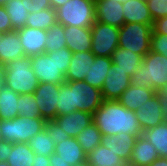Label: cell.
Returning <instances> with one entry per match:
<instances>
[{
	"instance_id": "obj_1",
	"label": "cell",
	"mask_w": 167,
	"mask_h": 166,
	"mask_svg": "<svg viewBox=\"0 0 167 166\" xmlns=\"http://www.w3.org/2000/svg\"><path fill=\"white\" fill-rule=\"evenodd\" d=\"M93 122L103 136L129 133L137 138L142 135V129L133 110L121 105L118 100H104L93 113Z\"/></svg>"
},
{
	"instance_id": "obj_2",
	"label": "cell",
	"mask_w": 167,
	"mask_h": 166,
	"mask_svg": "<svg viewBox=\"0 0 167 166\" xmlns=\"http://www.w3.org/2000/svg\"><path fill=\"white\" fill-rule=\"evenodd\" d=\"M73 52L68 48L45 52L31 57V68L39 83H65Z\"/></svg>"
},
{
	"instance_id": "obj_3",
	"label": "cell",
	"mask_w": 167,
	"mask_h": 166,
	"mask_svg": "<svg viewBox=\"0 0 167 166\" xmlns=\"http://www.w3.org/2000/svg\"><path fill=\"white\" fill-rule=\"evenodd\" d=\"M131 84L160 91L167 84V57L149 51L131 77Z\"/></svg>"
},
{
	"instance_id": "obj_4",
	"label": "cell",
	"mask_w": 167,
	"mask_h": 166,
	"mask_svg": "<svg viewBox=\"0 0 167 166\" xmlns=\"http://www.w3.org/2000/svg\"><path fill=\"white\" fill-rule=\"evenodd\" d=\"M30 64L29 56L6 64L4 85L19 95L33 94L40 83Z\"/></svg>"
},
{
	"instance_id": "obj_5",
	"label": "cell",
	"mask_w": 167,
	"mask_h": 166,
	"mask_svg": "<svg viewBox=\"0 0 167 166\" xmlns=\"http://www.w3.org/2000/svg\"><path fill=\"white\" fill-rule=\"evenodd\" d=\"M46 120L17 116L10 120H0V132L3 141L28 143L29 139L44 130Z\"/></svg>"
},
{
	"instance_id": "obj_6",
	"label": "cell",
	"mask_w": 167,
	"mask_h": 166,
	"mask_svg": "<svg viewBox=\"0 0 167 166\" xmlns=\"http://www.w3.org/2000/svg\"><path fill=\"white\" fill-rule=\"evenodd\" d=\"M56 21L63 26L91 27L95 20V3L68 0L56 10Z\"/></svg>"
},
{
	"instance_id": "obj_7",
	"label": "cell",
	"mask_w": 167,
	"mask_h": 166,
	"mask_svg": "<svg viewBox=\"0 0 167 166\" xmlns=\"http://www.w3.org/2000/svg\"><path fill=\"white\" fill-rule=\"evenodd\" d=\"M153 25L124 23L119 30L118 47L144 57L150 51Z\"/></svg>"
},
{
	"instance_id": "obj_8",
	"label": "cell",
	"mask_w": 167,
	"mask_h": 166,
	"mask_svg": "<svg viewBox=\"0 0 167 166\" xmlns=\"http://www.w3.org/2000/svg\"><path fill=\"white\" fill-rule=\"evenodd\" d=\"M120 28L95 21L91 26V52L95 56L112 57L118 48Z\"/></svg>"
},
{
	"instance_id": "obj_9",
	"label": "cell",
	"mask_w": 167,
	"mask_h": 166,
	"mask_svg": "<svg viewBox=\"0 0 167 166\" xmlns=\"http://www.w3.org/2000/svg\"><path fill=\"white\" fill-rule=\"evenodd\" d=\"M65 83L72 89L75 111L80 110L93 114L104 101L101 90L85 81H65Z\"/></svg>"
},
{
	"instance_id": "obj_10",
	"label": "cell",
	"mask_w": 167,
	"mask_h": 166,
	"mask_svg": "<svg viewBox=\"0 0 167 166\" xmlns=\"http://www.w3.org/2000/svg\"><path fill=\"white\" fill-rule=\"evenodd\" d=\"M60 84L40 83L35 89V96L39 111L45 120H54L57 117L58 89Z\"/></svg>"
},
{
	"instance_id": "obj_11",
	"label": "cell",
	"mask_w": 167,
	"mask_h": 166,
	"mask_svg": "<svg viewBox=\"0 0 167 166\" xmlns=\"http://www.w3.org/2000/svg\"><path fill=\"white\" fill-rule=\"evenodd\" d=\"M135 113L142 131L166 121L165 111L159 100V92L138 107Z\"/></svg>"
},
{
	"instance_id": "obj_12",
	"label": "cell",
	"mask_w": 167,
	"mask_h": 166,
	"mask_svg": "<svg viewBox=\"0 0 167 166\" xmlns=\"http://www.w3.org/2000/svg\"><path fill=\"white\" fill-rule=\"evenodd\" d=\"M101 89L104 100H118L131 85V77L112 63Z\"/></svg>"
},
{
	"instance_id": "obj_13",
	"label": "cell",
	"mask_w": 167,
	"mask_h": 166,
	"mask_svg": "<svg viewBox=\"0 0 167 166\" xmlns=\"http://www.w3.org/2000/svg\"><path fill=\"white\" fill-rule=\"evenodd\" d=\"M25 56H36L45 53L47 30L28 26L17 30Z\"/></svg>"
},
{
	"instance_id": "obj_14",
	"label": "cell",
	"mask_w": 167,
	"mask_h": 166,
	"mask_svg": "<svg viewBox=\"0 0 167 166\" xmlns=\"http://www.w3.org/2000/svg\"><path fill=\"white\" fill-rule=\"evenodd\" d=\"M123 4L112 0H97L95 20L120 28L124 23Z\"/></svg>"
},
{
	"instance_id": "obj_15",
	"label": "cell",
	"mask_w": 167,
	"mask_h": 166,
	"mask_svg": "<svg viewBox=\"0 0 167 166\" xmlns=\"http://www.w3.org/2000/svg\"><path fill=\"white\" fill-rule=\"evenodd\" d=\"M54 120L70 137L76 138L84 128L93 122V114L76 110L68 115L57 116Z\"/></svg>"
},
{
	"instance_id": "obj_16",
	"label": "cell",
	"mask_w": 167,
	"mask_h": 166,
	"mask_svg": "<svg viewBox=\"0 0 167 166\" xmlns=\"http://www.w3.org/2000/svg\"><path fill=\"white\" fill-rule=\"evenodd\" d=\"M66 47L73 53L91 51V27L64 26Z\"/></svg>"
},
{
	"instance_id": "obj_17",
	"label": "cell",
	"mask_w": 167,
	"mask_h": 166,
	"mask_svg": "<svg viewBox=\"0 0 167 166\" xmlns=\"http://www.w3.org/2000/svg\"><path fill=\"white\" fill-rule=\"evenodd\" d=\"M136 140V136L123 132L112 136H102V144L120 156L126 164L130 160Z\"/></svg>"
},
{
	"instance_id": "obj_18",
	"label": "cell",
	"mask_w": 167,
	"mask_h": 166,
	"mask_svg": "<svg viewBox=\"0 0 167 166\" xmlns=\"http://www.w3.org/2000/svg\"><path fill=\"white\" fill-rule=\"evenodd\" d=\"M24 56L18 32L13 30L4 33L0 40V63L6 65Z\"/></svg>"
},
{
	"instance_id": "obj_19",
	"label": "cell",
	"mask_w": 167,
	"mask_h": 166,
	"mask_svg": "<svg viewBox=\"0 0 167 166\" xmlns=\"http://www.w3.org/2000/svg\"><path fill=\"white\" fill-rule=\"evenodd\" d=\"M94 59L95 55L91 51L73 53L65 81H84Z\"/></svg>"
},
{
	"instance_id": "obj_20",
	"label": "cell",
	"mask_w": 167,
	"mask_h": 166,
	"mask_svg": "<svg viewBox=\"0 0 167 166\" xmlns=\"http://www.w3.org/2000/svg\"><path fill=\"white\" fill-rule=\"evenodd\" d=\"M158 157L159 154L155 147L148 140L140 136L134 144L127 166H149Z\"/></svg>"
},
{
	"instance_id": "obj_21",
	"label": "cell",
	"mask_w": 167,
	"mask_h": 166,
	"mask_svg": "<svg viewBox=\"0 0 167 166\" xmlns=\"http://www.w3.org/2000/svg\"><path fill=\"white\" fill-rule=\"evenodd\" d=\"M122 4L125 23L154 24L146 0H127Z\"/></svg>"
},
{
	"instance_id": "obj_22",
	"label": "cell",
	"mask_w": 167,
	"mask_h": 166,
	"mask_svg": "<svg viewBox=\"0 0 167 166\" xmlns=\"http://www.w3.org/2000/svg\"><path fill=\"white\" fill-rule=\"evenodd\" d=\"M55 153L60 156L61 160L72 166L87 160V154L83 151L82 146L76 138L72 137L56 143Z\"/></svg>"
},
{
	"instance_id": "obj_23",
	"label": "cell",
	"mask_w": 167,
	"mask_h": 166,
	"mask_svg": "<svg viewBox=\"0 0 167 166\" xmlns=\"http://www.w3.org/2000/svg\"><path fill=\"white\" fill-rule=\"evenodd\" d=\"M157 92L152 88H142L140 86L130 85L118 99V102L129 110L136 111L148 99Z\"/></svg>"
},
{
	"instance_id": "obj_24",
	"label": "cell",
	"mask_w": 167,
	"mask_h": 166,
	"mask_svg": "<svg viewBox=\"0 0 167 166\" xmlns=\"http://www.w3.org/2000/svg\"><path fill=\"white\" fill-rule=\"evenodd\" d=\"M112 63V57L95 56L93 63H90L89 73L86 74L84 81L101 90Z\"/></svg>"
},
{
	"instance_id": "obj_25",
	"label": "cell",
	"mask_w": 167,
	"mask_h": 166,
	"mask_svg": "<svg viewBox=\"0 0 167 166\" xmlns=\"http://www.w3.org/2000/svg\"><path fill=\"white\" fill-rule=\"evenodd\" d=\"M142 61L143 57L141 55L121 47H118L112 54V62L130 77L137 71Z\"/></svg>"
},
{
	"instance_id": "obj_26",
	"label": "cell",
	"mask_w": 167,
	"mask_h": 166,
	"mask_svg": "<svg viewBox=\"0 0 167 166\" xmlns=\"http://www.w3.org/2000/svg\"><path fill=\"white\" fill-rule=\"evenodd\" d=\"M86 157L92 166H127L120 156L102 143L89 152Z\"/></svg>"
},
{
	"instance_id": "obj_27",
	"label": "cell",
	"mask_w": 167,
	"mask_h": 166,
	"mask_svg": "<svg viewBox=\"0 0 167 166\" xmlns=\"http://www.w3.org/2000/svg\"><path fill=\"white\" fill-rule=\"evenodd\" d=\"M19 94L5 85L0 87V120H10L17 116Z\"/></svg>"
},
{
	"instance_id": "obj_28",
	"label": "cell",
	"mask_w": 167,
	"mask_h": 166,
	"mask_svg": "<svg viewBox=\"0 0 167 166\" xmlns=\"http://www.w3.org/2000/svg\"><path fill=\"white\" fill-rule=\"evenodd\" d=\"M141 136L155 147L159 157L167 158V120L160 125L142 131Z\"/></svg>"
},
{
	"instance_id": "obj_29",
	"label": "cell",
	"mask_w": 167,
	"mask_h": 166,
	"mask_svg": "<svg viewBox=\"0 0 167 166\" xmlns=\"http://www.w3.org/2000/svg\"><path fill=\"white\" fill-rule=\"evenodd\" d=\"M35 153L28 143H12L11 153L8 155L7 163L10 166H32Z\"/></svg>"
},
{
	"instance_id": "obj_30",
	"label": "cell",
	"mask_w": 167,
	"mask_h": 166,
	"mask_svg": "<svg viewBox=\"0 0 167 166\" xmlns=\"http://www.w3.org/2000/svg\"><path fill=\"white\" fill-rule=\"evenodd\" d=\"M102 136L97 125L92 122L80 132L76 139L82 146L83 151L88 154L102 143Z\"/></svg>"
},
{
	"instance_id": "obj_31",
	"label": "cell",
	"mask_w": 167,
	"mask_h": 166,
	"mask_svg": "<svg viewBox=\"0 0 167 166\" xmlns=\"http://www.w3.org/2000/svg\"><path fill=\"white\" fill-rule=\"evenodd\" d=\"M9 18L12 23V31L22 29L26 25V20L29 15V11L24 6L21 0H10L5 6Z\"/></svg>"
},
{
	"instance_id": "obj_32",
	"label": "cell",
	"mask_w": 167,
	"mask_h": 166,
	"mask_svg": "<svg viewBox=\"0 0 167 166\" xmlns=\"http://www.w3.org/2000/svg\"><path fill=\"white\" fill-rule=\"evenodd\" d=\"M56 23V12L55 9L51 7L38 12L29 13L25 26L49 30V28Z\"/></svg>"
},
{
	"instance_id": "obj_33",
	"label": "cell",
	"mask_w": 167,
	"mask_h": 166,
	"mask_svg": "<svg viewBox=\"0 0 167 166\" xmlns=\"http://www.w3.org/2000/svg\"><path fill=\"white\" fill-rule=\"evenodd\" d=\"M28 145L35 154L50 156L55 153L56 143L44 130L29 139Z\"/></svg>"
},
{
	"instance_id": "obj_34",
	"label": "cell",
	"mask_w": 167,
	"mask_h": 166,
	"mask_svg": "<svg viewBox=\"0 0 167 166\" xmlns=\"http://www.w3.org/2000/svg\"><path fill=\"white\" fill-rule=\"evenodd\" d=\"M64 26L56 23L47 30L45 52L57 51L66 47Z\"/></svg>"
},
{
	"instance_id": "obj_35",
	"label": "cell",
	"mask_w": 167,
	"mask_h": 166,
	"mask_svg": "<svg viewBox=\"0 0 167 166\" xmlns=\"http://www.w3.org/2000/svg\"><path fill=\"white\" fill-rule=\"evenodd\" d=\"M74 111L72 89H70L66 83H62L59 85L58 89V104L56 105L57 116L68 115Z\"/></svg>"
},
{
	"instance_id": "obj_36",
	"label": "cell",
	"mask_w": 167,
	"mask_h": 166,
	"mask_svg": "<svg viewBox=\"0 0 167 166\" xmlns=\"http://www.w3.org/2000/svg\"><path fill=\"white\" fill-rule=\"evenodd\" d=\"M19 116L28 118H42L35 96L33 94H23L18 97Z\"/></svg>"
},
{
	"instance_id": "obj_37",
	"label": "cell",
	"mask_w": 167,
	"mask_h": 166,
	"mask_svg": "<svg viewBox=\"0 0 167 166\" xmlns=\"http://www.w3.org/2000/svg\"><path fill=\"white\" fill-rule=\"evenodd\" d=\"M44 131L50 134L55 143L70 138L69 134H67L55 120H46Z\"/></svg>"
},
{
	"instance_id": "obj_38",
	"label": "cell",
	"mask_w": 167,
	"mask_h": 166,
	"mask_svg": "<svg viewBox=\"0 0 167 166\" xmlns=\"http://www.w3.org/2000/svg\"><path fill=\"white\" fill-rule=\"evenodd\" d=\"M153 21L167 16V0H146Z\"/></svg>"
},
{
	"instance_id": "obj_39",
	"label": "cell",
	"mask_w": 167,
	"mask_h": 166,
	"mask_svg": "<svg viewBox=\"0 0 167 166\" xmlns=\"http://www.w3.org/2000/svg\"><path fill=\"white\" fill-rule=\"evenodd\" d=\"M150 51L160 53L167 57V35L165 34H152Z\"/></svg>"
},
{
	"instance_id": "obj_40",
	"label": "cell",
	"mask_w": 167,
	"mask_h": 166,
	"mask_svg": "<svg viewBox=\"0 0 167 166\" xmlns=\"http://www.w3.org/2000/svg\"><path fill=\"white\" fill-rule=\"evenodd\" d=\"M29 13L51 8L50 0H21Z\"/></svg>"
},
{
	"instance_id": "obj_41",
	"label": "cell",
	"mask_w": 167,
	"mask_h": 166,
	"mask_svg": "<svg viewBox=\"0 0 167 166\" xmlns=\"http://www.w3.org/2000/svg\"><path fill=\"white\" fill-rule=\"evenodd\" d=\"M12 31V23L4 6H0V32Z\"/></svg>"
},
{
	"instance_id": "obj_42",
	"label": "cell",
	"mask_w": 167,
	"mask_h": 166,
	"mask_svg": "<svg viewBox=\"0 0 167 166\" xmlns=\"http://www.w3.org/2000/svg\"><path fill=\"white\" fill-rule=\"evenodd\" d=\"M152 34L167 35V16L154 21Z\"/></svg>"
},
{
	"instance_id": "obj_43",
	"label": "cell",
	"mask_w": 167,
	"mask_h": 166,
	"mask_svg": "<svg viewBox=\"0 0 167 166\" xmlns=\"http://www.w3.org/2000/svg\"><path fill=\"white\" fill-rule=\"evenodd\" d=\"M12 143L9 141H2L0 143V161L7 162L8 155L11 153Z\"/></svg>"
},
{
	"instance_id": "obj_44",
	"label": "cell",
	"mask_w": 167,
	"mask_h": 166,
	"mask_svg": "<svg viewBox=\"0 0 167 166\" xmlns=\"http://www.w3.org/2000/svg\"><path fill=\"white\" fill-rule=\"evenodd\" d=\"M32 166H50V156L35 154Z\"/></svg>"
},
{
	"instance_id": "obj_45",
	"label": "cell",
	"mask_w": 167,
	"mask_h": 166,
	"mask_svg": "<svg viewBox=\"0 0 167 166\" xmlns=\"http://www.w3.org/2000/svg\"><path fill=\"white\" fill-rule=\"evenodd\" d=\"M158 92H159V100L163 110L165 111V116L167 120V84Z\"/></svg>"
},
{
	"instance_id": "obj_46",
	"label": "cell",
	"mask_w": 167,
	"mask_h": 166,
	"mask_svg": "<svg viewBox=\"0 0 167 166\" xmlns=\"http://www.w3.org/2000/svg\"><path fill=\"white\" fill-rule=\"evenodd\" d=\"M50 166H72L69 163H65L60 159V156L56 153L50 155Z\"/></svg>"
},
{
	"instance_id": "obj_47",
	"label": "cell",
	"mask_w": 167,
	"mask_h": 166,
	"mask_svg": "<svg viewBox=\"0 0 167 166\" xmlns=\"http://www.w3.org/2000/svg\"><path fill=\"white\" fill-rule=\"evenodd\" d=\"M149 166H167V158L158 157L151 165Z\"/></svg>"
},
{
	"instance_id": "obj_48",
	"label": "cell",
	"mask_w": 167,
	"mask_h": 166,
	"mask_svg": "<svg viewBox=\"0 0 167 166\" xmlns=\"http://www.w3.org/2000/svg\"><path fill=\"white\" fill-rule=\"evenodd\" d=\"M67 1L68 0H50V3L51 7L56 10L58 7L63 6Z\"/></svg>"
},
{
	"instance_id": "obj_49",
	"label": "cell",
	"mask_w": 167,
	"mask_h": 166,
	"mask_svg": "<svg viewBox=\"0 0 167 166\" xmlns=\"http://www.w3.org/2000/svg\"><path fill=\"white\" fill-rule=\"evenodd\" d=\"M5 65L0 63V87L4 85Z\"/></svg>"
},
{
	"instance_id": "obj_50",
	"label": "cell",
	"mask_w": 167,
	"mask_h": 166,
	"mask_svg": "<svg viewBox=\"0 0 167 166\" xmlns=\"http://www.w3.org/2000/svg\"><path fill=\"white\" fill-rule=\"evenodd\" d=\"M73 166H92V165L90 164L89 161L86 160L84 162L77 163V164H75Z\"/></svg>"
},
{
	"instance_id": "obj_51",
	"label": "cell",
	"mask_w": 167,
	"mask_h": 166,
	"mask_svg": "<svg viewBox=\"0 0 167 166\" xmlns=\"http://www.w3.org/2000/svg\"><path fill=\"white\" fill-rule=\"evenodd\" d=\"M10 0H0V6H5V4Z\"/></svg>"
},
{
	"instance_id": "obj_52",
	"label": "cell",
	"mask_w": 167,
	"mask_h": 166,
	"mask_svg": "<svg viewBox=\"0 0 167 166\" xmlns=\"http://www.w3.org/2000/svg\"><path fill=\"white\" fill-rule=\"evenodd\" d=\"M0 166H10V165L5 161H0Z\"/></svg>"
},
{
	"instance_id": "obj_53",
	"label": "cell",
	"mask_w": 167,
	"mask_h": 166,
	"mask_svg": "<svg viewBox=\"0 0 167 166\" xmlns=\"http://www.w3.org/2000/svg\"><path fill=\"white\" fill-rule=\"evenodd\" d=\"M112 1H114V2H120V3H124V2H126L127 0H112Z\"/></svg>"
},
{
	"instance_id": "obj_54",
	"label": "cell",
	"mask_w": 167,
	"mask_h": 166,
	"mask_svg": "<svg viewBox=\"0 0 167 166\" xmlns=\"http://www.w3.org/2000/svg\"><path fill=\"white\" fill-rule=\"evenodd\" d=\"M3 141V136H2V134H1V132H0V143Z\"/></svg>"
},
{
	"instance_id": "obj_55",
	"label": "cell",
	"mask_w": 167,
	"mask_h": 166,
	"mask_svg": "<svg viewBox=\"0 0 167 166\" xmlns=\"http://www.w3.org/2000/svg\"><path fill=\"white\" fill-rule=\"evenodd\" d=\"M88 1H90L92 3H96L97 2V0H88Z\"/></svg>"
},
{
	"instance_id": "obj_56",
	"label": "cell",
	"mask_w": 167,
	"mask_h": 166,
	"mask_svg": "<svg viewBox=\"0 0 167 166\" xmlns=\"http://www.w3.org/2000/svg\"><path fill=\"white\" fill-rule=\"evenodd\" d=\"M3 34H4V33L0 32V40L2 39Z\"/></svg>"
}]
</instances>
